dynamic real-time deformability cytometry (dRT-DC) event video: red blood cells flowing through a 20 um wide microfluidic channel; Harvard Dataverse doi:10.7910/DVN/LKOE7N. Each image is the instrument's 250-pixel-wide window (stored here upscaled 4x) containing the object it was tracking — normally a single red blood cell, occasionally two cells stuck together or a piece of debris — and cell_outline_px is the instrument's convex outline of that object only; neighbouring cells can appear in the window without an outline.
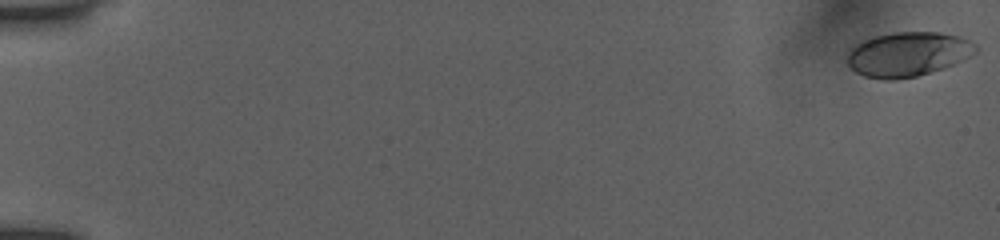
{"species": "human", "species_latin": "Homo sapiens", "temperature_condition": "room temperature", "stored_images_in_passage": 16, "camera_frame_rate_fps": 3000, "um_per_image_px": 0.085, "donor": {"sex": "female"}, "frame": {"image": 1, "passage_image": 1, "time_ms": 0.0, "image_size_px": [1000, 240], "cell_outline_px": [[980, 48], [976, 52], [964, 60], [944, 68], [916, 76], [892, 80], [884, 80], [864, 76], [856, 72], [848, 64], [848, 52], [856, 44], [864, 40], [876, 36], [892, 32], [940, 32], [960, 36], [976, 44]], "centroid_in_image_um": [77.21, 4.6], "position_along_channel_um": 7.8, "area_um2": 33.35}}
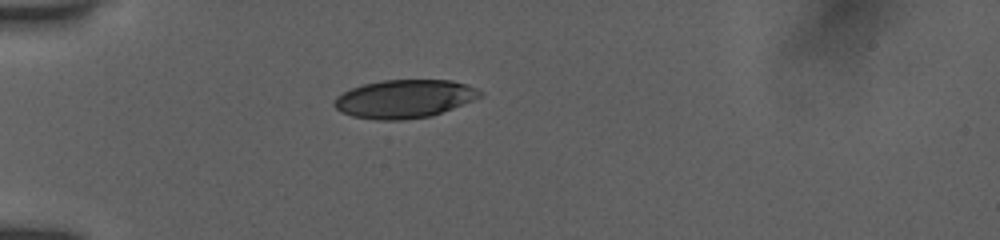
{"frame": {"image": 2, "passage_image": 14, "time_ms": 4.333, "image_size_px": [1000, 240], "cell_outline_px": [[484, 92], [480, 96], [472, 100], [432, 116], [400, 120], [376, 120], [352, 116], [340, 112], [332, 104], [336, 96], [352, 88], [364, 84], [384, 80], [452, 80], [468, 84]], "centroid_in_image_um": [34.36, 8.4], "position_along_channel_um": 50.6, "area_um2": 32.48}}
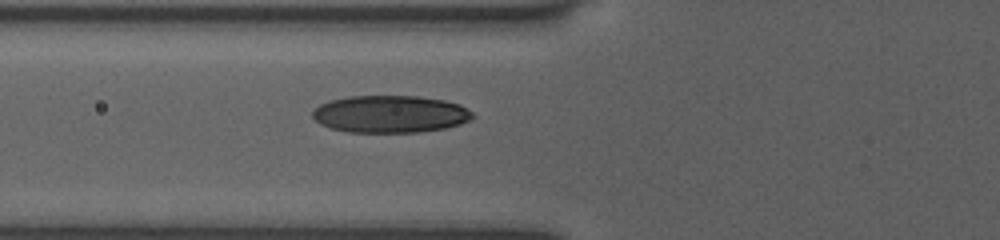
{"frame": {"image": 3, "passage_image": 16, "time_ms": 5.0, "image_size_px": [1000, 240], "cell_outline_px": [[476, 116], [460, 124], [444, 128], [420, 132], [348, 132], [328, 128], [320, 124], [312, 116], [312, 112], [320, 104], [328, 100], [348, 96], [420, 96], [444, 100], [460, 104], [472, 112]], "centroid_in_image_um": [33.15, 9.69], "position_along_channel_um": 92.7, "area_um2": 34.97}}